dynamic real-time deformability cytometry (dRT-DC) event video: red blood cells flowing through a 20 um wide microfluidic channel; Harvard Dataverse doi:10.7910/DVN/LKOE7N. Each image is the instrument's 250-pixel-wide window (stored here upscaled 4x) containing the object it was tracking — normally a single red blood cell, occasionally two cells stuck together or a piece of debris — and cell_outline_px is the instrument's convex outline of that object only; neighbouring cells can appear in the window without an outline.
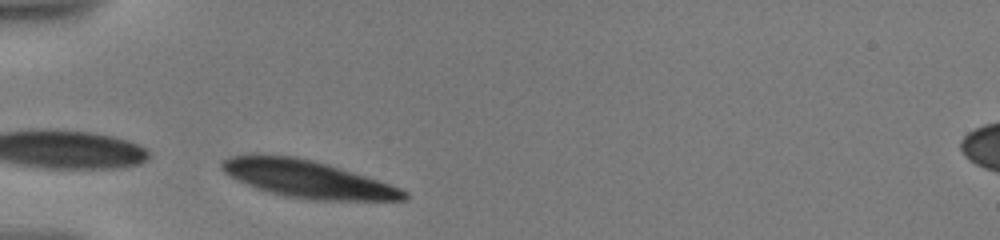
{"species": "human", "species_latin": "Homo sapiens", "temperature_condition": "warm", "stored_images_in_passage": 48, "camera_frame_rate_fps": 3000, "um_per_image_px": 0.085, "donor": {"sex": "male"}, "frame": {"image": 1, "passage_image": 1, "time_ms": 0.0, "image_size_px": [1000, 240], "cell_outline_px": [[408, 196], [404, 200], [312, 200], [288, 196], [256, 188], [224, 172], [220, 168], [220, 160], [228, 156], [256, 152], [296, 156], [328, 164], [400, 188], [408, 192]], "centroid_in_image_um": [26.04, 15.17], "position_along_channel_um": 59.0, "area_um2": 39.59}}
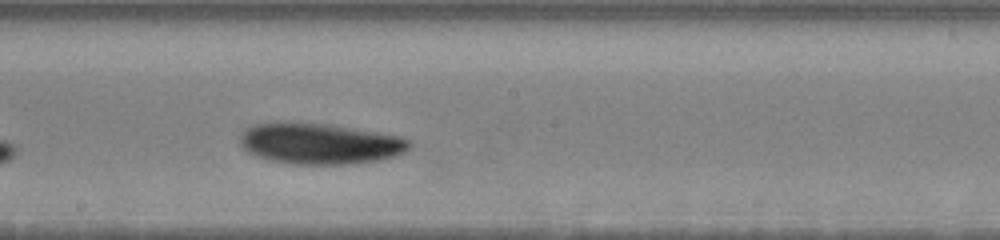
{"frame": {"image": 2, "passage_image": 20, "time_ms": 5.0, "image_size_px": [1000, 240], "cell_outline_px": [[412, 144], [400, 156], [360, 164], [288, 164], [268, 160], [248, 152], [240, 144], [240, 136], [248, 128], [256, 124], [276, 120], [320, 124], [376, 132], [400, 136], [412, 140]], "centroid_in_image_um": [27.2, 12.22], "position_along_channel_um": 221.0, "area_um2": 40.75}}
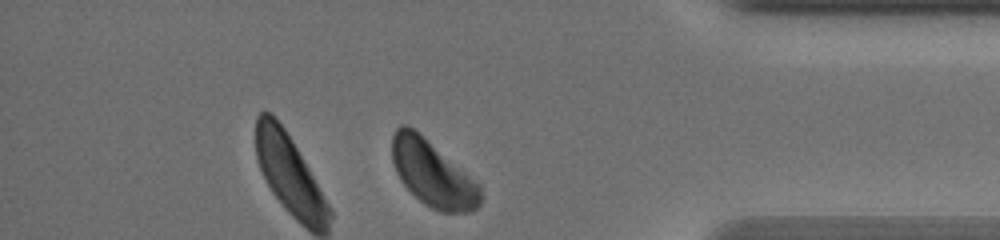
{"frame": {"image": 3, "passage_image": 44, "time_ms": 10.667, "image_size_px": [1000, 240], "cell_outline_px": [[480, 204], [476, 208], [468, 212], [444, 212], [432, 208], [424, 204], [400, 180], [396, 172], [392, 160], [392, 136], [396, 128], [400, 124], [408, 124], [420, 132], [480, 184]], "centroid_in_image_um": [36.76, 14.71], "position_along_channel_um": 398.4, "area_um2": 33.93}, "authors_computed_cell_mechanics": {"area_um2": 39.2173, "velocity_mm_per_s": 3.4663, "shape_relaxation_time_tau1_ms": 2.1834, "shape_relaxation_time_tau2_ms": null, "deformation_change_tau1": 0.0773, "deformation_change_tau2": null}}